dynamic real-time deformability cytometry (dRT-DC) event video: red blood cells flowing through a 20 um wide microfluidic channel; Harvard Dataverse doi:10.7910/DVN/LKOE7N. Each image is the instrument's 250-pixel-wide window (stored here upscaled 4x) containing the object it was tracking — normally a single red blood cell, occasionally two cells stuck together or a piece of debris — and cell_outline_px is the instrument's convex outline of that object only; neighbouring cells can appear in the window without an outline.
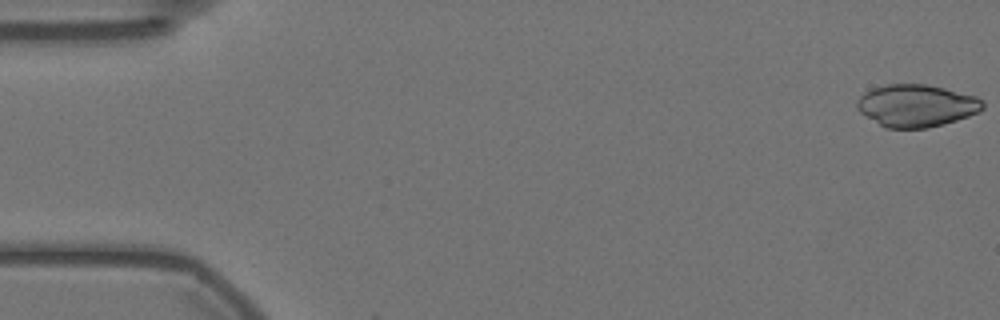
{"species": "Egyptian fruit bat (a non-hibernating species)", "species_latin": "Rousettus aegyptiacus", "temperature_condition": "warm", "stored_images_in_passage": 4, "camera_frame_rate_fps": 3000, "um_per_image_px": 0.085, "animal": {"sex": "female"}, "frame": {"image": 1, "passage_image": 1, "time_ms": 0.0, "image_size_px": [1000, 320], "cell_outline_px": [[984, 108], [980, 112], [944, 124], [928, 128], [884, 128], [860, 112], [856, 108], [856, 100], [864, 92], [872, 88], [888, 84], [928, 84], [976, 96], [984, 100]], "centroid_in_image_um": [77.89, 8.98], "position_along_channel_um": 7.1, "area_um2": 31.27}}